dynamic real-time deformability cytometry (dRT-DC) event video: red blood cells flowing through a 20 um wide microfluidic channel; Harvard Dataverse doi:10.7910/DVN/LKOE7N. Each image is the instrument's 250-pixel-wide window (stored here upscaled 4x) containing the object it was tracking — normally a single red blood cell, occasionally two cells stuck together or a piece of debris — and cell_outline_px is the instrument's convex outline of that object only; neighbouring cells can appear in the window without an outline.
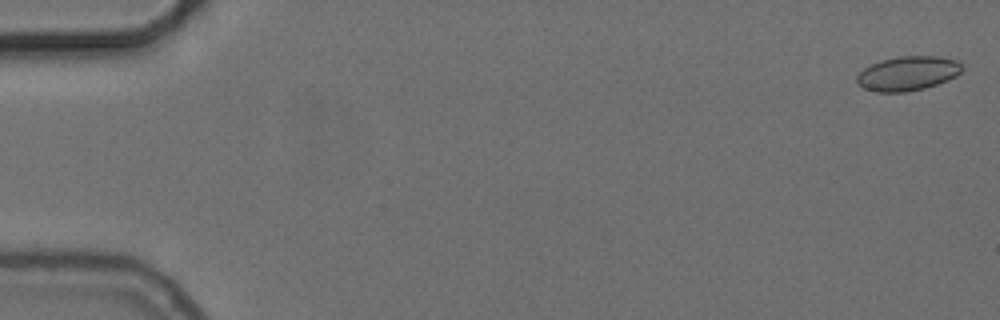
{"species": "common noctule bat (a hibernating species)", "species_latin": "Nyctalus noctula", "temperature_condition": "cold", "stored_images_in_passage": 56, "camera_frame_rate_fps": 3000, "um_per_image_px": 0.085, "animal": {"sex": "female", "body_mass_g": 24.6, "forearm_length_mm": 56.2}, "frame": {"image": 1, "passage_image": 2, "time_ms": 0.333, "image_size_px": [1000, 320], "cell_outline_px": [[964, 68], [956, 76], [948, 80], [924, 88], [904, 92], [876, 92], [864, 88], [856, 84], [856, 76], [864, 68], [880, 60], [900, 56], [936, 56], [956, 60]], "centroid_in_image_um": [77.13, 6.24], "position_along_channel_um": 7.9, "area_um2": 21.04}}
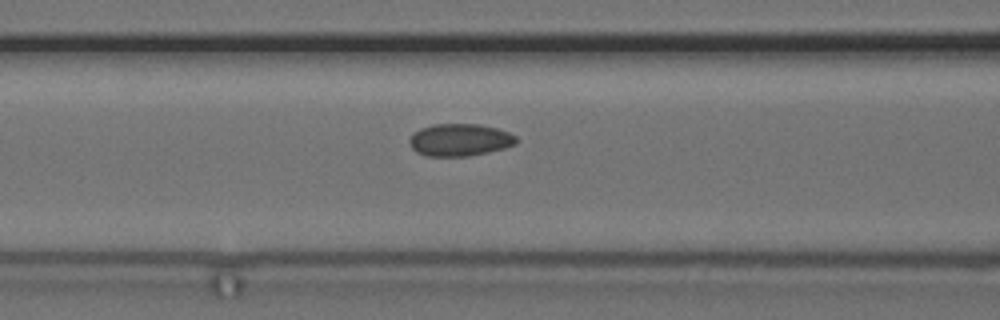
{"frame": {"image": 2, "passage_image": 24, "time_ms": 7.667, "image_size_px": [1000, 320], "cell_outline_px": [[520, 140], [516, 144], [504, 148], [488, 152], [468, 156], [424, 156], [416, 152], [412, 148], [408, 140], [420, 128], [432, 124], [480, 124], [496, 128], [508, 132], [516, 136]], "centroid_in_image_um": [39.1, 11.89], "position_along_channel_um": 127.5, "area_um2": 20.23}}
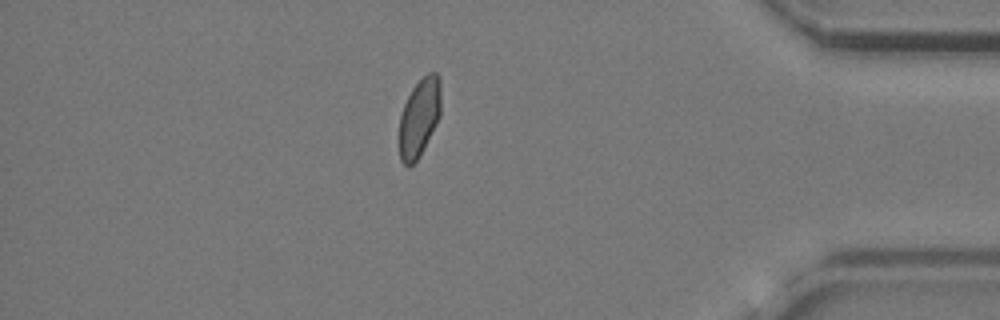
{"frame": {"image": 3, "passage_image": 49, "time_ms": 16.0, "image_size_px": [1000, 320], "cell_outline_px": [[440, 116], [420, 156], [408, 168], [400, 160], [400, 116], [404, 104], [412, 88], [428, 72], [436, 72], [440, 76]], "centroid_in_image_um": [35.65, 9.98], "position_along_channel_um": 399.6, "area_um2": 18.9}, "authors_computed_cell_mechanics": {"area_um2": 20.1144, "velocity_mm_per_s": 3.703, "shape_relaxation_time_tau1_ms": null, "shape_relaxation_time_tau2_ms": 1.1735, "deformation_change_tau1": null, "deformation_change_tau2": 0.0495}}